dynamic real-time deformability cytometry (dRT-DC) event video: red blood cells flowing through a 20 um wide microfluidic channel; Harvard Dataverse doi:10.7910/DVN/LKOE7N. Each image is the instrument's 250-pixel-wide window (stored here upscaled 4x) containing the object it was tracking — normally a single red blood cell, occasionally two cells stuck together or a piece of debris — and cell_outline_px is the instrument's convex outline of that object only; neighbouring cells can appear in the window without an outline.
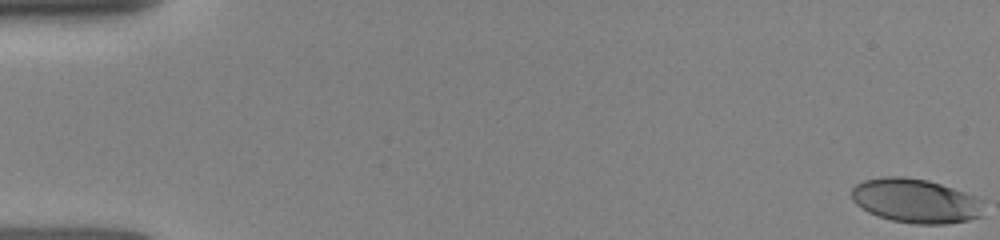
{"species": "human", "species_latin": "Homo sapiens", "temperature_condition": "room temperature", "stored_images_in_passage": 38, "camera_frame_rate_fps": 3000, "um_per_image_px": 0.085, "donor": {"sex": "female"}, "frame": {"image": 1, "passage_image": 1, "time_ms": 0.0, "image_size_px": [1000, 240], "cell_outline_px": [[984, 216], [968, 220], [944, 224], [916, 224], [892, 220], [868, 212], [856, 204], [852, 200], [852, 188], [856, 184], [864, 180], [884, 176], [904, 176], [928, 180], [976, 196]], "centroid_in_image_um": [77.79, 17.06], "position_along_channel_um": 7.2, "area_um2": 33.81}}
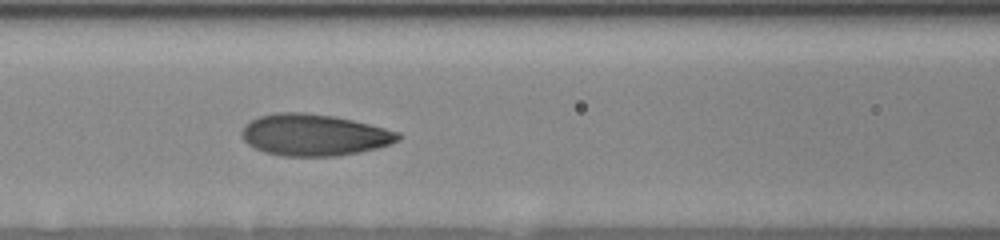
{"frame": {"image": 2, "passage_image": 22, "time_ms": 7.0, "image_size_px": [1000, 240], "cell_outline_px": [[404, 136], [400, 140], [376, 148], [360, 152], [336, 156], [280, 156], [264, 152], [248, 144], [244, 140], [240, 132], [244, 124], [260, 116], [276, 112], [304, 112], [336, 116], [400, 132]], "centroid_in_image_um": [26.69, 11.47], "position_along_channel_um": 139.9, "area_um2": 38.09}}
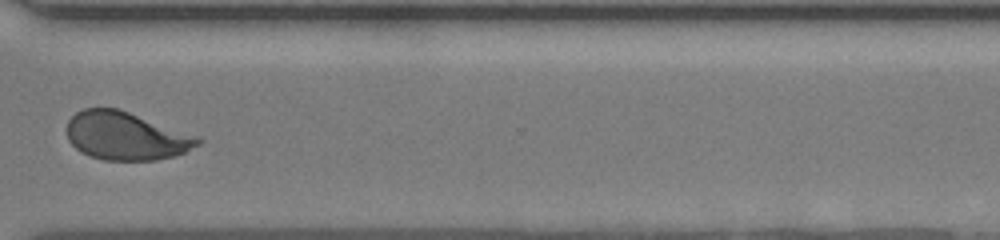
{"frame": {"image": 3, "passage_image": 37, "time_ms": 12.333, "image_size_px": [1000, 240], "cell_outline_px": [[204, 140], [200, 144], [184, 152], [172, 156], [156, 160], [104, 160], [92, 156], [76, 148], [68, 140], [68, 120], [76, 112], [84, 108], [116, 108], [200, 136]], "centroid_in_image_um": [10.74, 11.55], "position_along_channel_um": 359.9, "area_um2": 36.47}}